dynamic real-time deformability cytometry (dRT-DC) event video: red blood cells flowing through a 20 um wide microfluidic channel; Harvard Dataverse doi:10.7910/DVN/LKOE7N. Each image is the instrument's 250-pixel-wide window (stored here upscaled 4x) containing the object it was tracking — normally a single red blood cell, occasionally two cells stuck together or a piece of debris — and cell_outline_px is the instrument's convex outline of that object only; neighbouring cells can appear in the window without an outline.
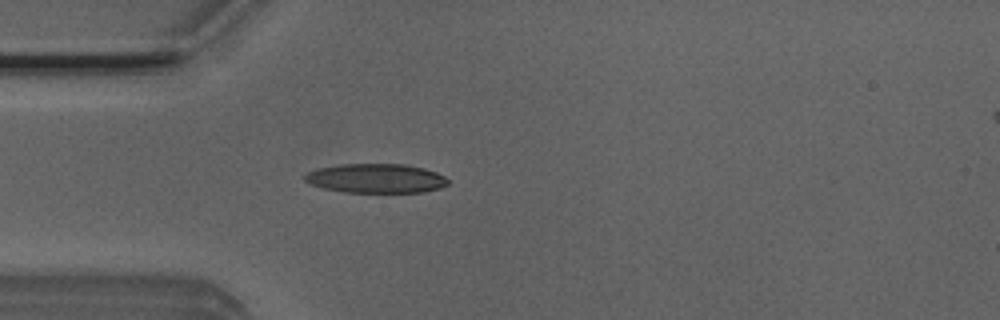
{"species": "Egyptian fruit bat (a non-hibernating species)", "species_latin": "Rousettus aegyptiacus", "temperature_condition": "room temperature", "stored_images_in_passage": 4, "camera_frame_rate_fps": 3000, "um_per_image_px": 0.085, "animal": {"sex": "male"}, "frame": {"image": 1, "passage_image": 4, "time_ms": 1.0, "image_size_px": [1000, 320], "cell_outline_px": [[448, 184], [440, 188], [424, 192], [344, 192], [324, 188], [312, 184], [304, 180], [304, 176], [308, 172], [320, 168], [340, 164], [404, 164], [424, 168], [436, 172], [444, 176], [448, 180]], "centroid_in_image_um": [31.98, 15.16], "position_along_channel_um": 53.0, "area_um2": 24.28}}